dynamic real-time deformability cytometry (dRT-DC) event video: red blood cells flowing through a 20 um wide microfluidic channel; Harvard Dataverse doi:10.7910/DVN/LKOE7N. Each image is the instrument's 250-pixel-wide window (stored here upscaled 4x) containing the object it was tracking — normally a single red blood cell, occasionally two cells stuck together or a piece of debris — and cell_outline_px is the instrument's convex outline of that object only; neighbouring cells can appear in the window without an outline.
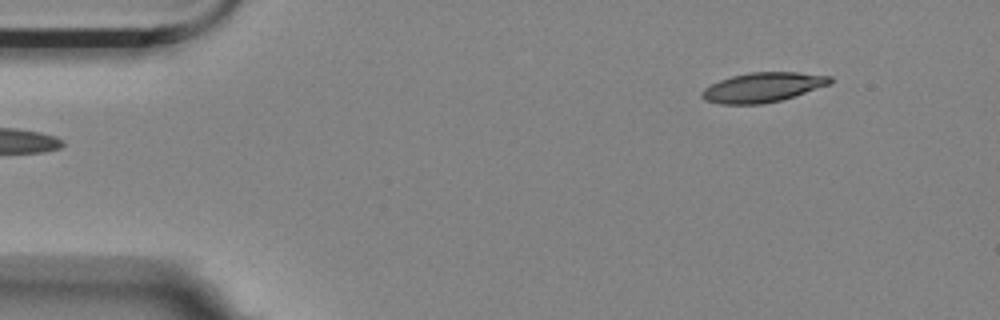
{"species": "Egyptian fruit bat (a non-hibernating species)", "species_latin": "Rousettus aegyptiacus", "temperature_condition": "room temperature", "stored_images_in_passage": 53, "segment_of_instrument_passage": [1, 2], "camera_frame_rate_fps": 3000, "um_per_image_px": 0.085, "animal": {"sex": "female"}, "frame": {"image": 1, "passage_image": 2, "time_ms": 0.333, "image_size_px": [1000, 320], "cell_outline_px": [[832, 84], [780, 100], [760, 104], [720, 104], [704, 100], [700, 96], [700, 92], [704, 88], [720, 80], [732, 76], [748, 72], [796, 72], [832, 76]], "centroid_in_image_um": [64.82, 7.42], "position_along_channel_um": 20.2, "area_um2": 22.14}}
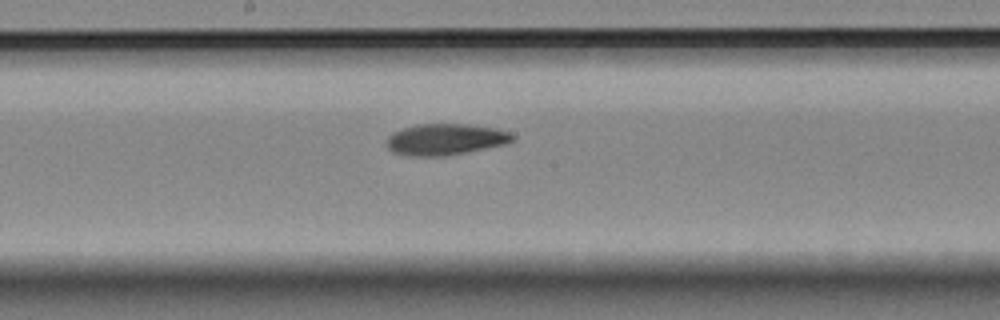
{"frame": {"image": 2, "passage_image": 25, "time_ms": 8.0, "image_size_px": [1000, 320], "cell_outline_px": [[516, 140], [508, 144], [448, 156], [412, 156], [392, 152], [384, 144], [388, 136], [392, 132], [404, 128], [420, 124], [468, 124], [496, 128], [508, 132], [516, 136]], "centroid_in_image_um": [37.89, 11.86], "position_along_channel_um": 210.3, "area_um2": 23.35}}
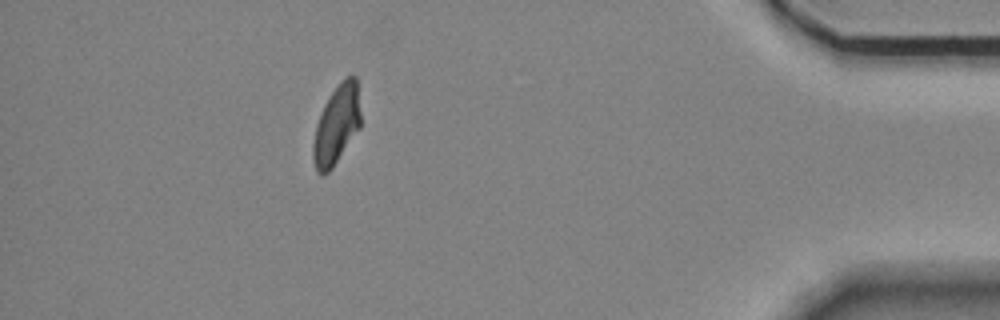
{"frame": {"image": 3, "passage_image": 46, "time_ms": 15.0, "image_size_px": [1000, 320], "cell_outline_px": [[360, 128], [332, 168], [324, 176], [320, 176], [316, 172], [312, 156], [312, 144], [316, 124], [324, 104], [328, 96], [340, 80], [352, 72], [356, 76], [360, 112]], "centroid_in_image_um": [28.59, 10.6], "position_along_channel_um": 406.6, "area_um2": 22.31}}